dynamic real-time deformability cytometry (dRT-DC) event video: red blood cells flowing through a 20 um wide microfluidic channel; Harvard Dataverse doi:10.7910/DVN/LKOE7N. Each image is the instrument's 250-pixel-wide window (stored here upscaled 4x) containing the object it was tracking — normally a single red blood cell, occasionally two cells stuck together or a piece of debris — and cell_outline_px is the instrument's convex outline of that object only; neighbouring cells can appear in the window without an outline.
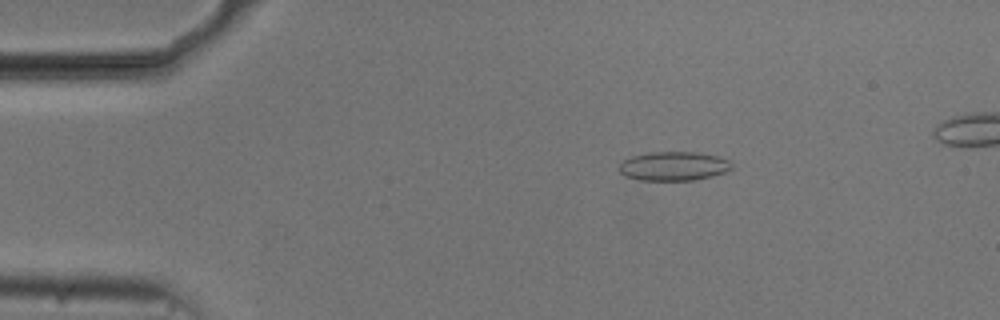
{"species": "common noctule bat (a hibernating species)", "species_latin": "Nyctalus noctula", "temperature_condition": "cold", "stored_images_in_passage": 52, "camera_frame_rate_fps": 3000, "um_per_image_px": 0.085, "animal": {"sex": "male", "body_mass_g": 20.5, "forearm_length_mm": 52.5}, "frame": {"image": 1, "passage_image": 9, "time_ms": 2.667, "image_size_px": [1000, 320], "cell_outline_px": [[732, 168], [724, 172], [712, 176], [696, 180], [640, 180], [628, 176], [620, 172], [616, 168], [624, 160], [632, 156], [648, 152], [696, 152], [716, 156], [728, 160], [732, 164]], "centroid_in_image_um": [57.24, 14.12], "position_along_channel_um": 27.8, "area_um2": 18.96}}
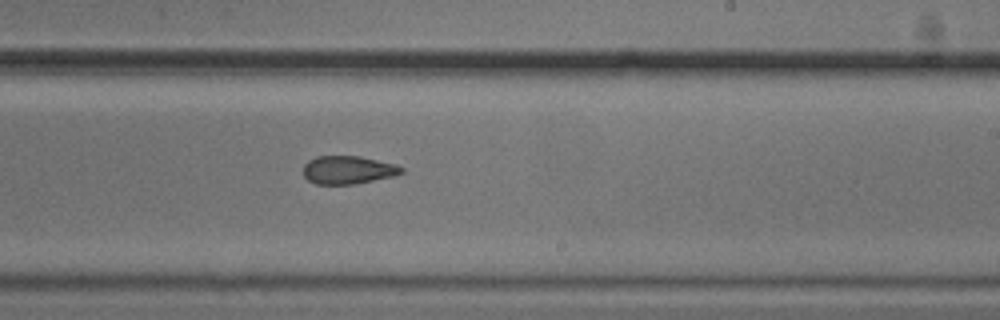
{"frame": {"image": 2, "passage_image": 32, "time_ms": 10.333, "image_size_px": [1000, 320], "cell_outline_px": [[404, 172], [392, 176], [356, 184], [316, 184], [308, 180], [304, 176], [304, 164], [308, 160], [316, 156], [360, 156], [396, 164], [404, 168]], "centroid_in_image_um": [29.58, 14.44], "position_along_channel_um": 259.4, "area_um2": 16.13}}
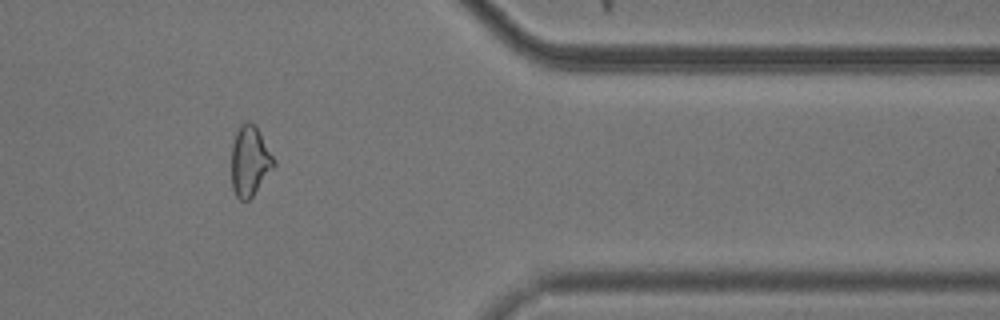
{"frame": {"image": 3, "passage_image": 44, "time_ms": 14.333, "image_size_px": [1000, 320], "cell_outline_px": [[276, 164], [252, 196], [248, 200], [240, 200], [236, 196], [232, 188], [232, 144], [236, 132], [240, 124], [244, 120], [248, 120], [256, 124], [276, 160]], "centroid_in_image_um": [21.24, 13.63], "position_along_channel_um": 390.2, "area_um2": 17.51}}